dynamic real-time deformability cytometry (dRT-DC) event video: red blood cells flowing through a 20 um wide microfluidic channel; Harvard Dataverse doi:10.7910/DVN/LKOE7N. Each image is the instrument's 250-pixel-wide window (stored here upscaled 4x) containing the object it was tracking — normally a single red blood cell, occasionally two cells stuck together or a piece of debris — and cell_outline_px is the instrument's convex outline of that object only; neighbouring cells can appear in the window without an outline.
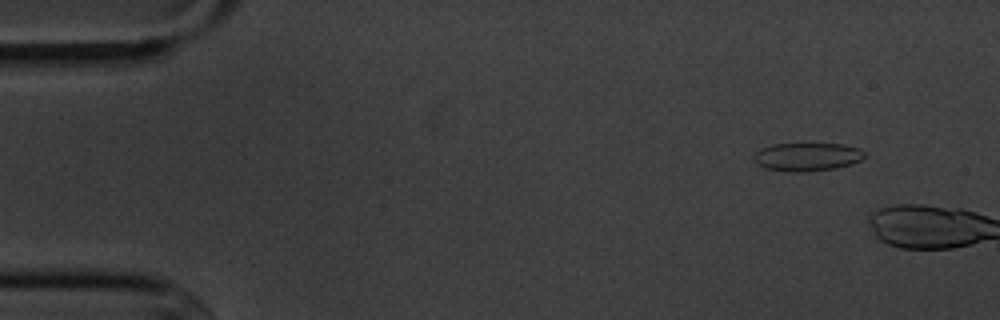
{"species": "common noctule bat (a hibernating species)", "species_latin": "Nyctalus noctula", "temperature_condition": "cold", "stored_images_in_passage": 3, "camera_frame_rate_fps": 3000, "um_per_image_px": 0.085, "animal": {"sex": "male", "body_mass_g": 20.1, "forearm_length_mm": 53.5}, "frame": {"image": 1, "passage_image": 2, "time_ms": 1.333, "image_size_px": [1000, 320], "cell_outline_px": [[864, 156], [860, 160], [852, 164], [836, 168], [808, 172], [784, 172], [764, 168], [756, 164], [752, 160], [752, 156], [760, 148], [772, 144], [844, 144], [856, 148], [864, 152]], "centroid_in_image_um": [68.53, 13.35], "position_along_channel_um": 16.5, "area_um2": 18.5}}